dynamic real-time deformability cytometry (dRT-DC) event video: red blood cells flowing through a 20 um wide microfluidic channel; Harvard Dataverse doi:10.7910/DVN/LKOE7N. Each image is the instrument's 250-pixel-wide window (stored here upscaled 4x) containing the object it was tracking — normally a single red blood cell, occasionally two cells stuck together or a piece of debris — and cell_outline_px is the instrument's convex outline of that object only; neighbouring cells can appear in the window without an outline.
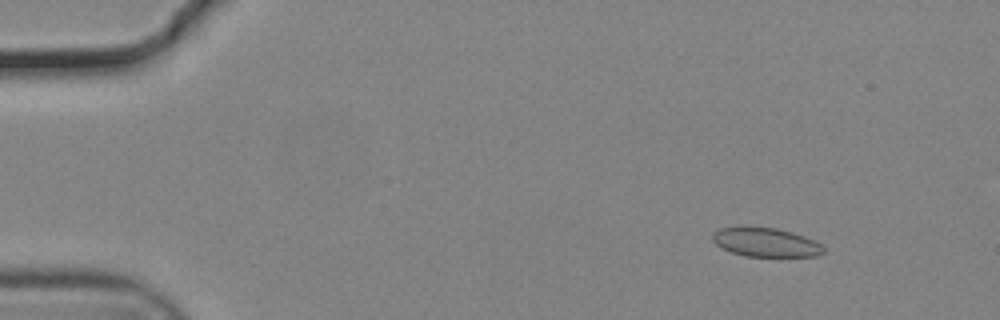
{"species": "common noctule bat (a hibernating species)", "species_latin": "Nyctalus noctula", "temperature_condition": "cold", "stored_images_in_passage": 56, "camera_frame_rate_fps": 3000, "um_per_image_px": 0.085, "animal": {"sex": "male", "body_mass_g": 19.2, "forearm_length_mm": 51.8}, "frame": {"image": 1, "passage_image": 7, "time_ms": 2.0, "image_size_px": [1000, 320], "cell_outline_px": [[824, 252], [816, 256], [744, 256], [720, 248], [712, 240], [712, 232], [720, 228], [740, 224], [776, 228], [792, 232], [804, 236], [820, 244], [824, 248]], "centroid_in_image_um": [64.99, 20.55], "position_along_channel_um": 20.0, "area_um2": 19.19}}
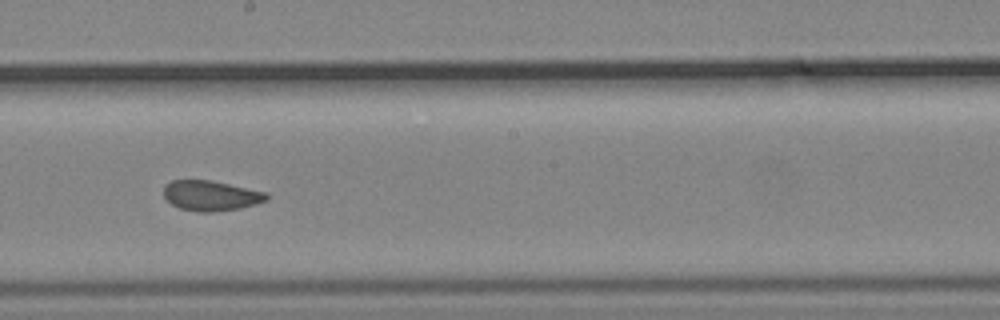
{"frame": {"image": 2, "passage_image": 32, "time_ms": 10.333, "image_size_px": [1000, 320], "cell_outline_px": [[268, 200], [256, 204], [240, 208], [216, 212], [200, 212], [180, 208], [172, 204], [164, 196], [164, 184], [172, 180], [208, 180], [268, 192]], "centroid_in_image_um": [17.94, 16.63], "position_along_channel_um": 230.3, "area_um2": 18.09}}
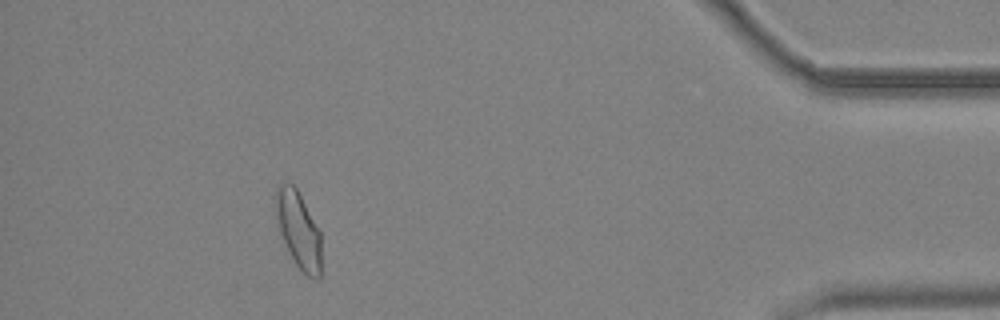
{"frame": {"image": 3, "passage_image": 51, "time_ms": 16.667, "image_size_px": [1000, 320], "cell_outline_px": [[320, 276], [316, 280], [308, 276], [296, 264], [280, 232], [272, 196], [280, 184], [292, 184], [296, 188], [320, 232]], "centroid_in_image_um": [25.35, 19.5], "position_along_channel_um": 409.9, "area_um2": 19.83}, "authors_computed_cell_mechanics": {"area_um2": 19.2185, "velocity_mm_per_s": 3.6862, "shape_relaxation_time_tau1_ms": null, "shape_relaxation_time_tau2_ms": 1.2391, "deformation_change_tau1": null, "deformation_change_tau2": 0.0397}}